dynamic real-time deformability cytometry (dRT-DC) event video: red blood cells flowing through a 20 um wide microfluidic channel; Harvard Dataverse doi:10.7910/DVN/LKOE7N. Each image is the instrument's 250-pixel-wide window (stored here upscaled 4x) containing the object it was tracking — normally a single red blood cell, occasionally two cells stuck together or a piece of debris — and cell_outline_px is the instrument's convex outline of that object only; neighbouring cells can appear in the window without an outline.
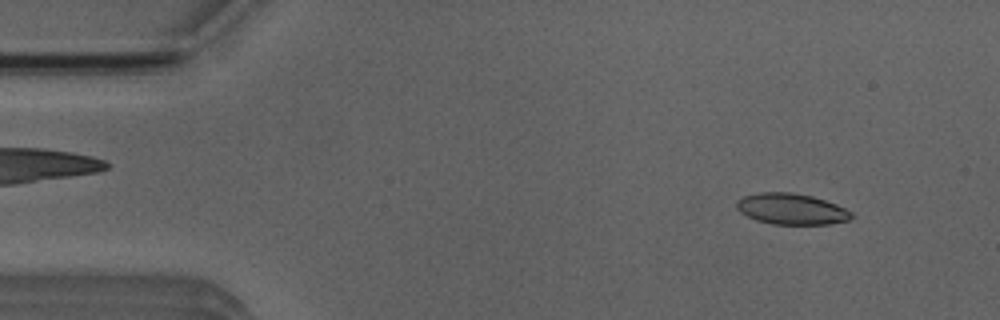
{"species": "Egyptian fruit bat (a non-hibernating species)", "species_latin": "Rousettus aegyptiacus", "temperature_condition": "room temperature", "stored_images_in_passage": 3, "camera_frame_rate_fps": 3000, "um_per_image_px": 0.085, "animal": {"sex": "male"}, "frame": {"image": 1, "passage_image": 1, "time_ms": 0.0, "image_size_px": [1000, 320], "cell_outline_px": [[852, 216], [848, 220], [828, 224], [772, 224], [756, 220], [740, 212], [736, 208], [736, 200], [744, 196], [756, 192], [792, 192], [812, 196], [836, 204], [852, 212]], "centroid_in_image_um": [67.23, 17.75], "position_along_channel_um": 17.8, "area_um2": 20.75}}